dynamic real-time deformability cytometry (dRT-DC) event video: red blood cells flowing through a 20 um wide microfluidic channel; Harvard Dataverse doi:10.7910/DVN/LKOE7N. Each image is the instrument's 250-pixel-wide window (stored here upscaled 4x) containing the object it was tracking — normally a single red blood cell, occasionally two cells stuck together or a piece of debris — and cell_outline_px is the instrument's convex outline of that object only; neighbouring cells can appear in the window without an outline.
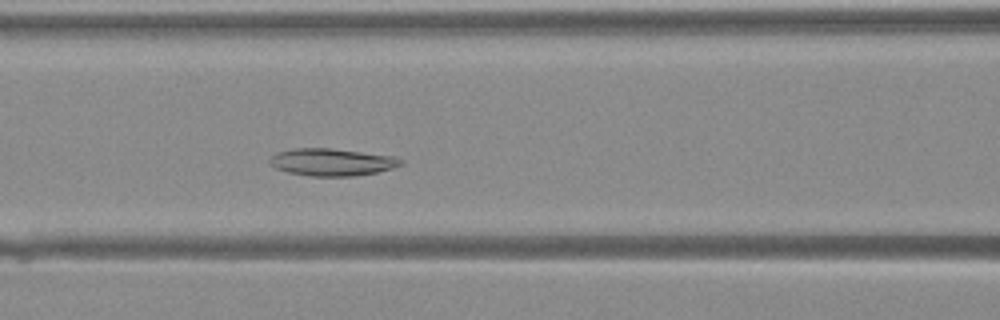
{"species": "Egyptian fruit bat (a non-hibernating species)", "species_latin": "Rousettus aegyptiacus", "temperature_condition": "warm", "stored_images_in_passage": 33, "camera_frame_rate_fps": 3000, "um_per_image_px": 0.085, "animal": {"sex": "female"}, "frame": {"image": 1, "passage_image": 8, "time_ms": 2.333, "image_size_px": [1000, 320], "cell_outline_px": [[404, 164], [392, 168], [376, 172], [356, 176], [308, 176], [288, 172], [276, 168], [268, 160], [272, 156], [280, 152], [292, 148], [328, 148], [392, 156], [404, 160]], "centroid_in_image_um": [28.22, 13.78], "position_along_channel_um": 138.4, "area_um2": 20.63}}
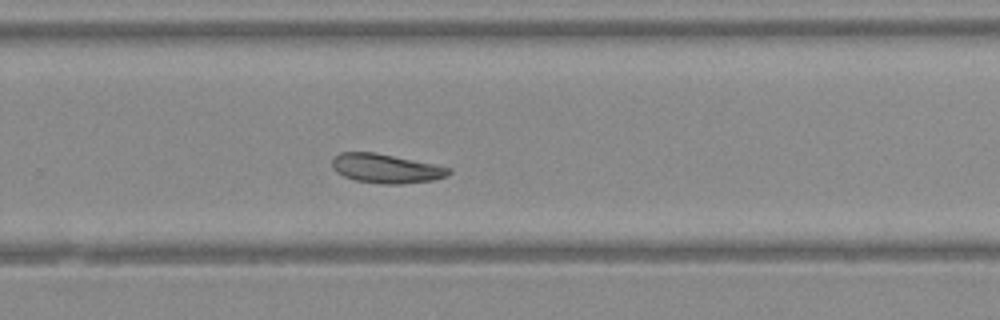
{"frame": {"image": 2, "passage_image": 18, "time_ms": 5.667, "image_size_px": [1000, 320], "cell_outline_px": [[452, 172], [448, 176], [436, 180], [400, 184], [380, 184], [356, 180], [344, 176], [336, 172], [332, 168], [332, 160], [340, 152], [372, 152], [452, 168]], "centroid_in_image_um": [32.82, 14.34], "position_along_channel_um": 297.0, "area_um2": 19.71}}
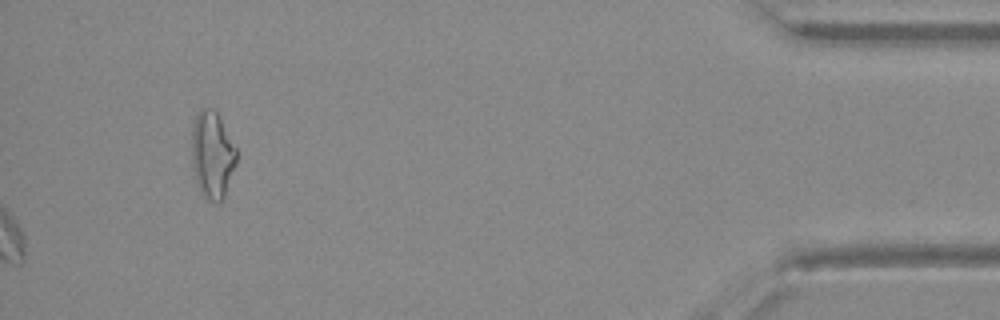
{"frame": {"image": 3, "passage_image": 33, "time_ms": 10.667, "image_size_px": [1000, 320], "cell_outline_px": [[236, 164], [224, 196], [216, 204], [208, 200], [204, 196], [196, 180], [192, 164], [192, 128], [196, 112], [200, 108], [212, 108], [216, 112], [236, 148]], "centroid_in_image_um": [18.03, 13.14], "position_along_channel_um": 417.2, "area_um2": 22.43}}